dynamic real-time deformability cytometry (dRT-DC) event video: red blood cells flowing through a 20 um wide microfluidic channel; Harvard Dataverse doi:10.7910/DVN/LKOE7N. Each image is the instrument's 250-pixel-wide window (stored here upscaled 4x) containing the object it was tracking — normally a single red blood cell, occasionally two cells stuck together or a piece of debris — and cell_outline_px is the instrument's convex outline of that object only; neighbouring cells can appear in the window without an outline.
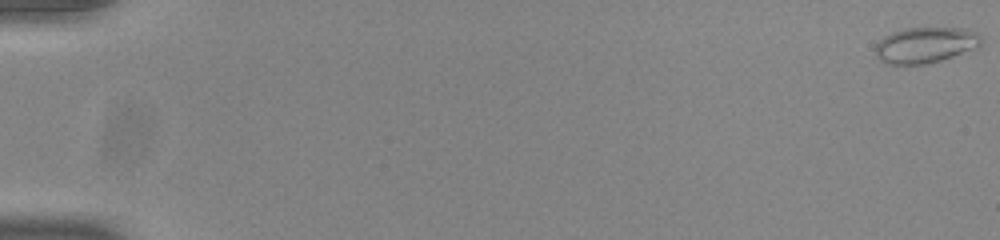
{"species": "common noctule bat (a hibernating species)", "species_latin": "Nyctalus noctula", "temperature_condition": "room temperature", "stored_images_in_passage": 55, "camera_frame_rate_fps": 3000, "um_per_image_px": 0.085, "animal": {"sex": "male", "body_mass_g": 20.0, "forearm_length_mm": 53.3}, "frame": {"image": 1, "passage_image": 1, "time_ms": 0.0, "image_size_px": [1000, 240], "cell_outline_px": [[980, 48], [940, 60], [924, 64], [884, 64], [876, 56], [876, 44], [884, 36], [892, 32], [904, 28], [964, 28], [976, 32], [980, 36]], "centroid_in_image_um": [78.66, 3.83], "position_along_channel_um": 6.3, "area_um2": 22.14}}
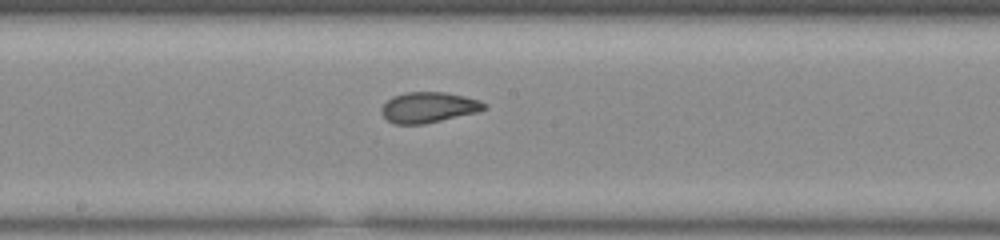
{"frame": {"image": 2, "passage_image": 31, "time_ms": 10.0, "image_size_px": [1000, 240], "cell_outline_px": [[488, 108], [476, 112], [424, 124], [392, 124], [380, 112], [380, 108], [392, 96], [404, 92], [444, 92], [464, 96], [480, 100], [488, 104]], "centroid_in_image_um": [36.42, 9.12], "position_along_channel_um": 211.8, "area_um2": 18.38}}
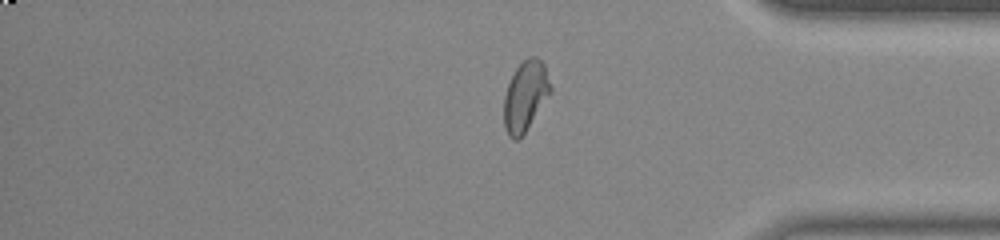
{"frame": {"image": 3, "passage_image": 46, "time_ms": 15.0, "image_size_px": [1000, 240], "cell_outline_px": [[552, 92], [520, 140], [512, 140], [508, 136], [504, 128], [504, 96], [508, 84], [516, 68], [528, 56], [536, 56], [544, 64], [552, 88]], "centroid_in_image_um": [44.66, 8.2], "position_along_channel_um": 390.5, "area_um2": 19.25}, "authors_computed_cell_mechanics": {"area_um2": 19.363, "velocity_mm_per_s": 3.8834, "shape_relaxation_time_tau1_ms": null, "shape_relaxation_time_tau2_ms": 1.1964, "deformation_change_tau1": null, "deformation_change_tau2": 0.0649}}